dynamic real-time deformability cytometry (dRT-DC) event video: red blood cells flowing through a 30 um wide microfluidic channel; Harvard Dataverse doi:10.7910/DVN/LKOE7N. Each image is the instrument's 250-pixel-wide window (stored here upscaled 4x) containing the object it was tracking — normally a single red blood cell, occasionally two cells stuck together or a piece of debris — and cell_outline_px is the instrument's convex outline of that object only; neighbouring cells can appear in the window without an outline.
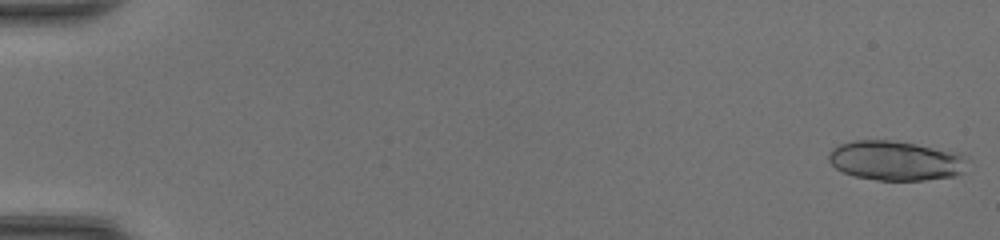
{"species": "common noctule bat (a hibernating species)", "species_latin": "Nyctalus noctula", "temperature_condition": "room temperature", "stored_images_in_passage": 47, "camera_frame_rate_fps": 3000, "um_per_image_px": 0.085, "animal": {"sex": "female", "body_mass_g": 20.0, "forearm_length_mm": 54.0}, "frame": {"image": 1, "passage_image": 1, "time_ms": 0.0, "image_size_px": [1000, 240], "cell_outline_px": [[972, 160], [964, 172], [956, 176], [924, 180], [876, 180], [856, 176], [844, 172], [836, 168], [828, 160], [828, 152], [836, 144], [852, 140], [888, 140], [916, 144], [964, 152], [972, 156]], "centroid_in_image_um": [76.25, 13.64], "position_along_channel_um": 8.7, "area_um2": 33.0}}
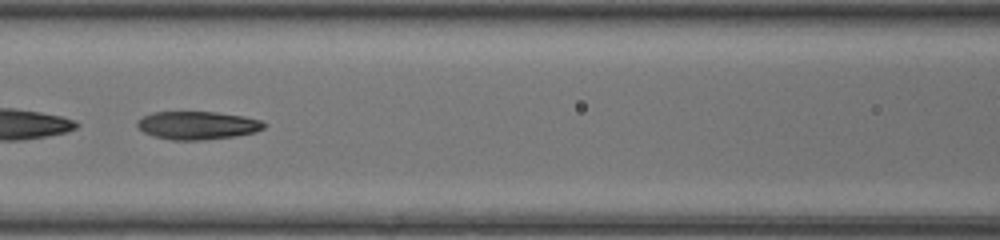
{"frame": {"image": 2, "passage_image": 23, "time_ms": 7.333, "image_size_px": [1000, 240], "cell_outline_px": [[268, 124], [264, 128], [256, 132], [236, 136], [200, 140], [172, 140], [152, 136], [144, 132], [136, 124], [136, 120], [152, 112], [216, 112], [244, 116], [260, 120]], "centroid_in_image_um": [16.8, 10.65], "position_along_channel_um": 149.8, "area_um2": 20.87}}
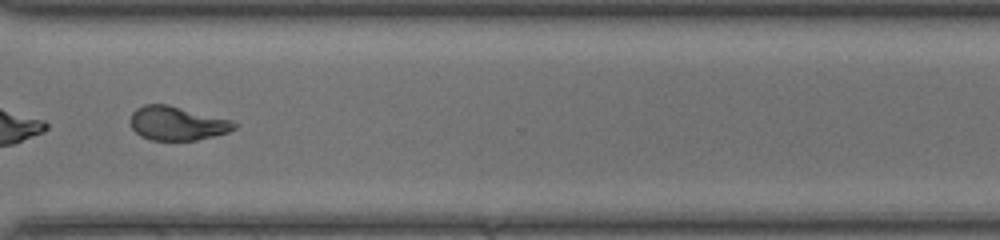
{"frame": {"image": 3, "passage_image": 37, "time_ms": 12.0, "image_size_px": [1000, 240], "cell_outline_px": [[240, 124], [236, 128], [228, 132], [196, 140], [152, 140], [140, 136], [132, 128], [128, 120], [132, 112], [136, 108], [144, 104], [168, 104], [232, 120]], "centroid_in_image_um": [15.04, 10.47], "position_along_channel_um": 355.6, "area_um2": 20.75}, "authors_computed_cell_mechanics": {"area_um2": 22.253, "velocity_mm_per_s": 4.4182, "shape_relaxation_time_tau1_ms": 11.0145, "shape_relaxation_time_tau2_ms": 1.7048, "deformation_change_tau1": 0.3406, "deformation_change_tau2": 0.0871}}